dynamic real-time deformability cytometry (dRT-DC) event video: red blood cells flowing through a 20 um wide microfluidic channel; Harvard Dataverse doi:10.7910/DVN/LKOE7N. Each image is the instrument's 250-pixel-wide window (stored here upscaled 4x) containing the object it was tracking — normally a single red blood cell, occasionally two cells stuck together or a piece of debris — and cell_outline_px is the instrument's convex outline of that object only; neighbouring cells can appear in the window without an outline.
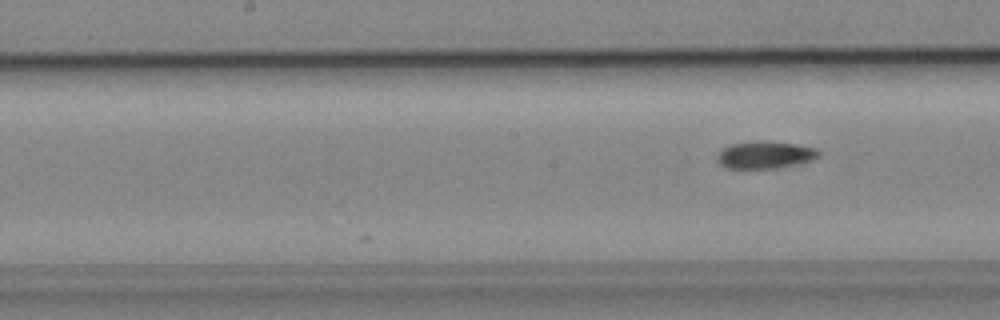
{"species": "common noctule bat (a hibernating species)", "species_latin": "Nyctalus noctula", "temperature_condition": "cold", "stored_images_in_passage": 11, "camera_frame_rate_fps": 3000, "um_per_image_px": 0.085, "animal": {"sex": "male", "body_mass_g": 19.2, "forearm_length_mm": 51.8}, "frame": {"image": 1, "passage_image": 11, "time_ms": 3.333, "image_size_px": [1000, 320], "cell_outline_px": [[820, 156], [812, 160], [772, 168], [724, 168], [716, 160], [716, 156], [724, 148], [732, 144], [752, 140], [764, 140], [796, 144], [820, 148]], "centroid_in_image_um": [65.03, 13.14], "position_along_channel_um": 183.2, "area_um2": 16.24}}